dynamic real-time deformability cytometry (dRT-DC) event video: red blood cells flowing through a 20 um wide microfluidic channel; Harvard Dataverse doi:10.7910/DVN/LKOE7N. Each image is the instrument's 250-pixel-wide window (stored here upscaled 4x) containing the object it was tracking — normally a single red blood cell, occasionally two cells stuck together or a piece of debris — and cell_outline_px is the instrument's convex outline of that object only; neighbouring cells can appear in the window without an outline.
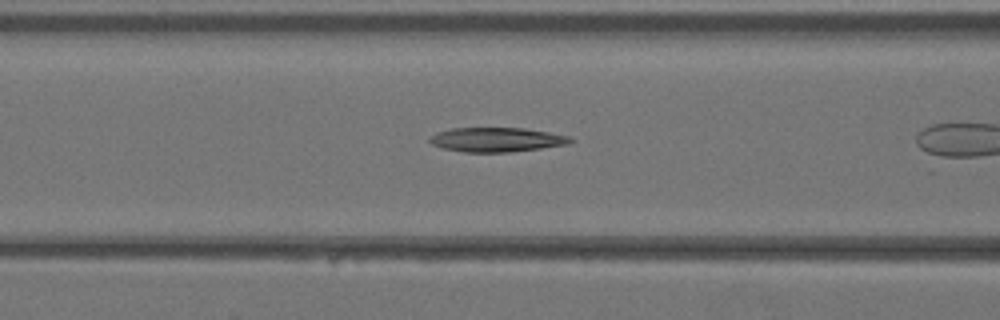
{"species": "Egyptian fruit bat (a non-hibernating species)", "species_latin": "Rousettus aegyptiacus", "temperature_condition": "warm", "stored_images_in_passage": 9, "camera_frame_rate_fps": 3000, "um_per_image_px": 0.085, "animal": {"sex": "female"}, "frame": {"image": 1, "passage_image": 6, "time_ms": 1.667, "image_size_px": [1000, 320], "cell_outline_px": [[572, 140], [568, 144], [512, 152], [464, 152], [444, 148], [432, 144], [428, 140], [428, 136], [436, 132], [452, 128], [524, 128], [548, 132], [568, 136]], "centroid_in_image_um": [42.15, 11.87], "position_along_channel_um": 124.4, "area_um2": 19.88}}
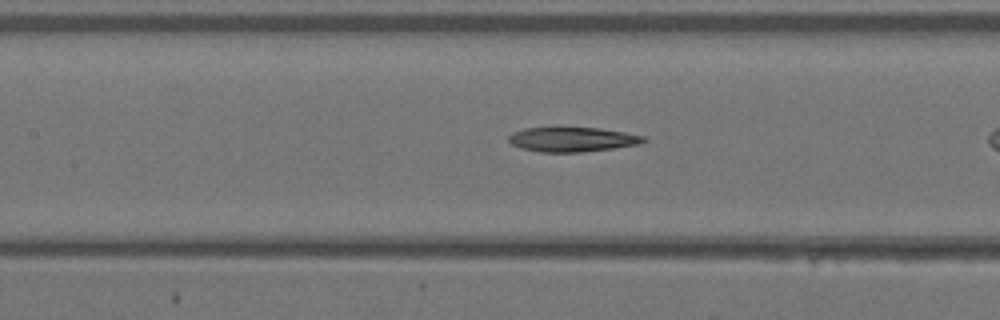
{"frame": {"image": 2, "passage_image": 8, "time_ms": 2.333, "image_size_px": [1000, 320], "cell_outline_px": [[648, 140], [636, 144], [612, 148], [580, 152], [540, 152], [520, 148], [512, 144], [508, 140], [508, 136], [512, 132], [524, 128], [600, 128], [624, 132], [644, 136]], "centroid_in_image_um": [48.6, 11.85], "position_along_channel_um": 158.8, "area_um2": 19.13}}